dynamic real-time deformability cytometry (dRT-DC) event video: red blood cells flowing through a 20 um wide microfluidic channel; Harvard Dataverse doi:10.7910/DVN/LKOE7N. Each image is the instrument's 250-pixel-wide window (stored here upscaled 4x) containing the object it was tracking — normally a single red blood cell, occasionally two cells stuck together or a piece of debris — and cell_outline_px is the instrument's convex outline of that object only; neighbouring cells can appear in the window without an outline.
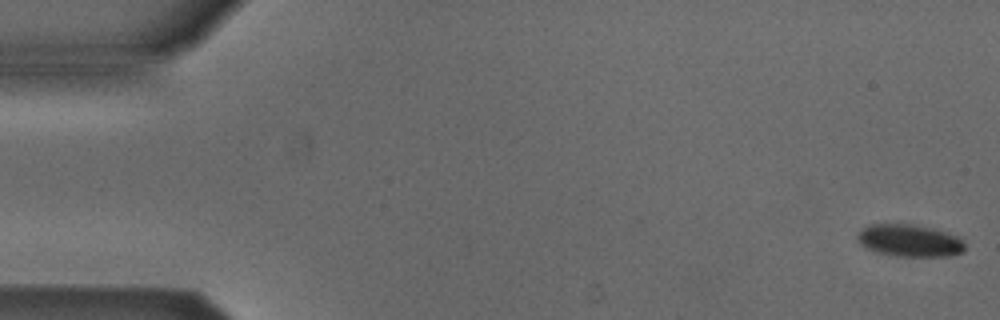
{"species": "Egyptian fruit bat (a non-hibernating species)", "species_latin": "Rousettus aegyptiacus", "temperature_condition": "cold", "stored_images_in_passage": 7, "camera_frame_rate_fps": 3000, "um_per_image_px": 0.085, "animal": {"sex": "male"}, "frame": {"image": 1, "passage_image": 1, "time_ms": 0.0, "image_size_px": [1000, 320], "cell_outline_px": [[964, 252], [952, 256], [896, 256], [876, 252], [864, 248], [860, 244], [856, 236], [864, 228], [872, 224], [912, 224], [944, 232], [956, 236], [964, 244]], "centroid_in_image_um": [77.28, 20.47], "position_along_channel_um": 7.7, "area_um2": 19.94}}